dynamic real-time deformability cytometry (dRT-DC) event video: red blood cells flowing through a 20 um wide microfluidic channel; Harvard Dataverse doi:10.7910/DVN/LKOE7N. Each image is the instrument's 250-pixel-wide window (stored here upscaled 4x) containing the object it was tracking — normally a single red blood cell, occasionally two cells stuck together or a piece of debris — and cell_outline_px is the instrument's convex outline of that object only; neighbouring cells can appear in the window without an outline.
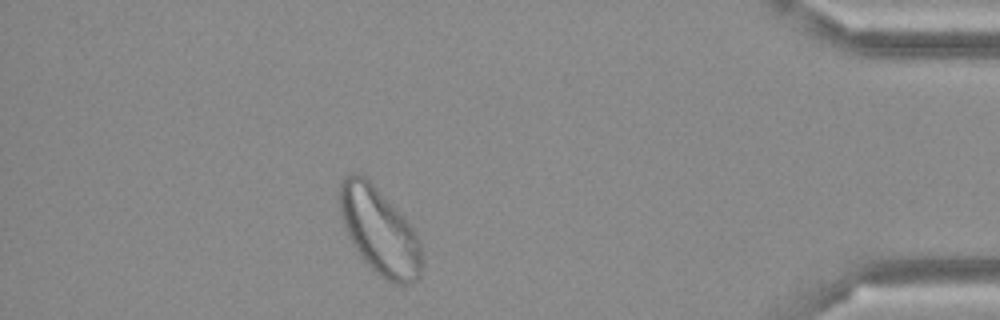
{"species": "Egyptian fruit bat (a non-hibernating species)", "species_latin": "Rousettus aegyptiacus", "temperature_condition": "cold", "stored_images_in_passage": 46, "camera_frame_rate_fps": 3000, "um_per_image_px": 0.085, "frame": {"image": 1, "passage_image": 40, "time_ms": 13.0, "image_size_px": [1000, 320], "cell_outline_px": [[420, 276], [412, 284], [404, 288], [380, 276], [364, 260], [352, 244], [348, 236], [340, 212], [340, 180], [356, 172], [360, 172], [408, 220], [416, 232], [420, 240]], "centroid_in_image_um": [32.27, 19.67], "position_along_channel_um": 402.9, "area_um2": 41.15}}